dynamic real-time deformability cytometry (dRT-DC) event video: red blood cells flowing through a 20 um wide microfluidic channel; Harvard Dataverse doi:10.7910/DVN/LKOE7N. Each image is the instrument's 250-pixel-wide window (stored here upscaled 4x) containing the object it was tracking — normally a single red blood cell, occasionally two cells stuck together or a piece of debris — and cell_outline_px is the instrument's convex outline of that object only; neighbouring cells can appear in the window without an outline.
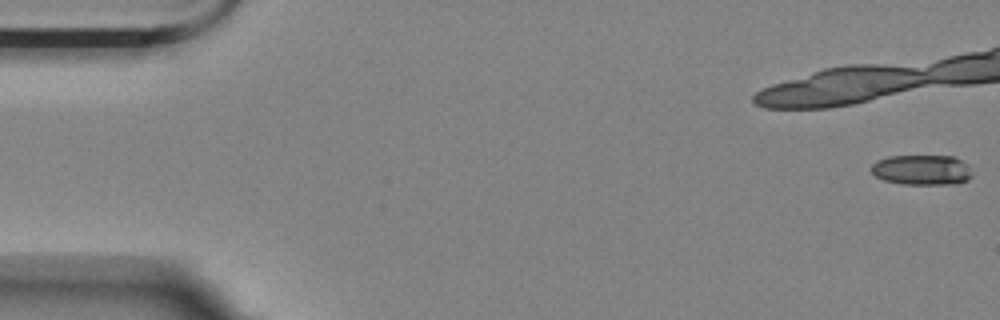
{"species": "Egyptian fruit bat (a non-hibernating species)", "species_latin": "Rousettus aegyptiacus", "temperature_condition": "room temperature", "stored_images_in_passage": 6, "camera_frame_rate_fps": 3000, "um_per_image_px": 0.085, "animal": {"sex": "female"}, "frame": {"image": 1, "passage_image": 1, "time_ms": 0.0, "image_size_px": [1000, 320], "cell_outline_px": [[972, 176], [968, 180], [956, 184], [900, 184], [884, 180], [876, 176], [872, 172], [872, 164], [876, 160], [888, 156], [956, 156], [968, 164], [972, 172]], "centroid_in_image_um": [78.39, 14.44], "position_along_channel_um": 6.6, "area_um2": 17.98}}